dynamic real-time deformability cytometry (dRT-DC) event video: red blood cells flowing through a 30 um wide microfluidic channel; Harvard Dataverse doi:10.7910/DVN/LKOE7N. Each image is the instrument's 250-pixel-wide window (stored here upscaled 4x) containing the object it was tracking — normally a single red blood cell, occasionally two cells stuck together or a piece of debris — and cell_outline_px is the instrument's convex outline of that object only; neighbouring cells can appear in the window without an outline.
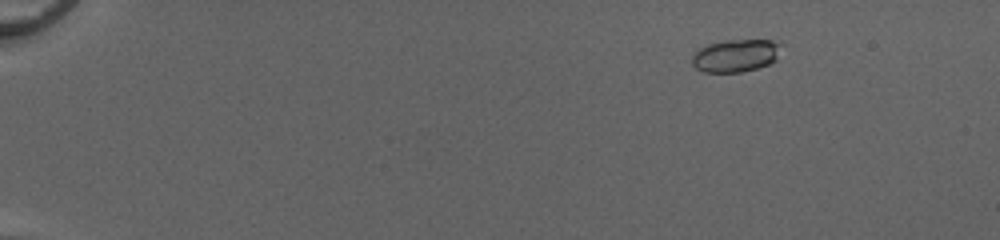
{"species": "common noctule bat (a hibernating species)", "species_latin": "Nyctalus noctula", "temperature_condition": "cold", "stored_images_in_passage": 54, "camera_frame_rate_fps": 3000, "um_per_image_px": 0.085, "animal": {"sex": "female", "body_mass_g": 20.0, "forearm_length_mm": 54.0}, "frame": {"image": 1, "passage_image": 9, "time_ms": 2.667, "image_size_px": [1000, 240], "cell_outline_px": [[780, 44], [776, 60], [768, 64], [756, 68], [740, 72], [704, 72], [696, 68], [692, 64], [692, 56], [700, 48], [708, 44], [724, 40], [772, 40]], "centroid_in_image_um": [62.5, 4.72], "position_along_channel_um": 22.5, "area_um2": 16.76}}
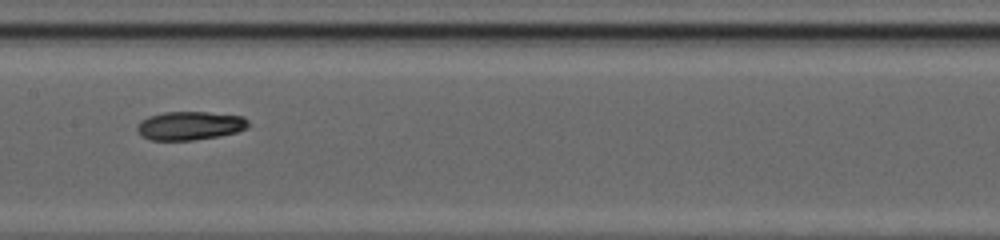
{"frame": {"image": 2, "passage_image": 31, "time_ms": 10.0, "image_size_px": [1000, 240], "cell_outline_px": [[248, 128], [236, 132], [220, 136], [192, 140], [152, 140], [140, 136], [136, 128], [140, 120], [148, 116], [164, 112], [208, 112], [244, 116], [248, 120]], "centroid_in_image_um": [16.13, 10.68], "position_along_channel_um": 191.3, "area_um2": 18.67}}
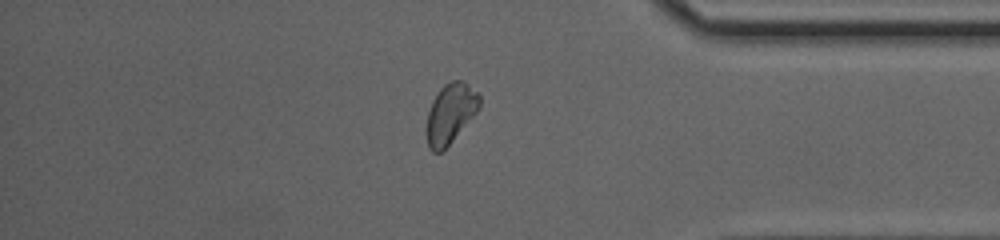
{"frame": {"image": 3, "passage_image": 47, "time_ms": 15.333, "image_size_px": [1000, 240], "cell_outline_px": [[480, 104], [476, 112], [452, 140], [440, 152], [432, 152], [428, 148], [424, 132], [424, 128], [428, 112], [432, 100], [440, 88], [444, 84], [452, 80], [460, 80], [468, 84], [480, 96]], "centroid_in_image_um": [38.22, 9.65], "position_along_channel_um": 397.0, "area_um2": 18.44}, "authors_computed_cell_mechanics": {"area_um2": 17.918, "velocity_mm_per_s": 4.1337, "shape_relaxation_time_tau1_ms": 3.963, "shape_relaxation_time_tau2_ms": 5.1942, "deformation_change_tau1": 0.1256, "deformation_change_tau2": 0.1053}}